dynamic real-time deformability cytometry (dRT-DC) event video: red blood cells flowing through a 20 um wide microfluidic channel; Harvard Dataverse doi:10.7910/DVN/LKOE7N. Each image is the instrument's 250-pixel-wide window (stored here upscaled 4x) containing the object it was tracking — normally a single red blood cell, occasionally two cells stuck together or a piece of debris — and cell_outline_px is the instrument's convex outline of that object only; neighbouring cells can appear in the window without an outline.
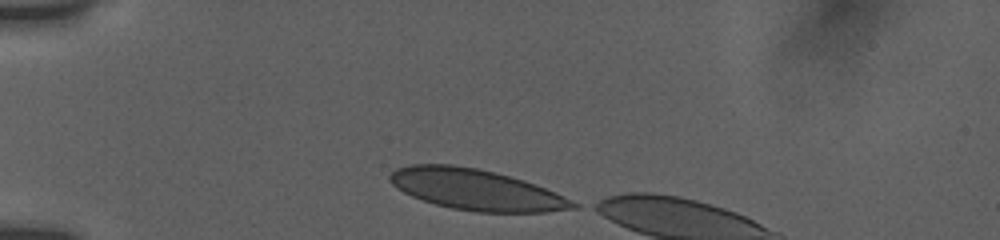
{"species": "human", "species_latin": "Homo sapiens", "temperature_condition": "room temperature", "stored_images_in_passage": 6, "camera_frame_rate_fps": 3000, "um_per_image_px": 0.085, "donor": {"sex": "female"}, "frame": {"image": 1, "passage_image": 1, "time_ms": 0.0, "image_size_px": [1000, 240], "cell_outline_px": [[580, 208], [544, 212], [476, 212], [452, 208], [436, 204], [412, 196], [396, 188], [388, 180], [388, 176], [396, 168], [408, 164], [452, 164], [476, 168], [524, 180], [564, 196], [580, 204]], "centroid_in_image_um": [40.45, 16.12], "position_along_channel_um": 44.5, "area_um2": 43.47}}